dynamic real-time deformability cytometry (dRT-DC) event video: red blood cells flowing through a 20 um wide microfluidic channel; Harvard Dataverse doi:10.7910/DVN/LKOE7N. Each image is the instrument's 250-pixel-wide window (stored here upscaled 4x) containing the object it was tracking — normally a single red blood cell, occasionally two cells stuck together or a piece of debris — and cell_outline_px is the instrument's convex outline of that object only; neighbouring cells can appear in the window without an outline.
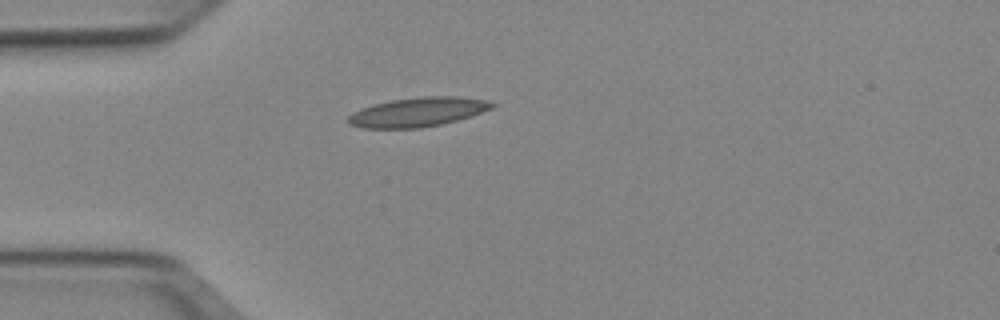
{"species": "Egyptian fruit bat (a non-hibernating species)", "species_latin": "Rousettus aegyptiacus", "temperature_condition": "cold", "stored_images_in_passage": 31, "camera_frame_rate_fps": 3000, "um_per_image_px": 0.085, "animal": {"sex": "female"}, "frame": {"image": 1, "passage_image": 1, "time_ms": 0.0, "image_size_px": [1000, 320], "cell_outline_px": [[496, 104], [492, 108], [472, 116], [440, 124], [420, 128], [360, 128], [348, 124], [348, 116], [352, 112], [360, 108], [372, 104], [392, 100], [420, 96], [460, 96], [484, 100]], "centroid_in_image_um": [35.47, 9.52], "position_along_channel_um": 49.5, "area_um2": 24.62}}
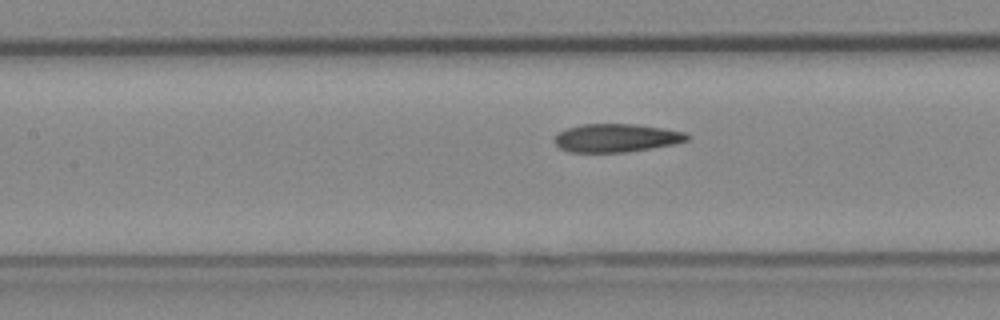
{"frame": {"image": 2, "passage_image": 10, "time_ms": 3.0, "image_size_px": [1000, 320], "cell_outline_px": [[692, 136], [688, 140], [676, 144], [628, 152], [568, 152], [560, 148], [552, 140], [560, 132], [568, 128], [584, 124], [636, 124], [664, 128], [684, 132]], "centroid_in_image_um": [52.43, 11.73], "position_along_channel_um": 155.0, "area_um2": 21.96}}
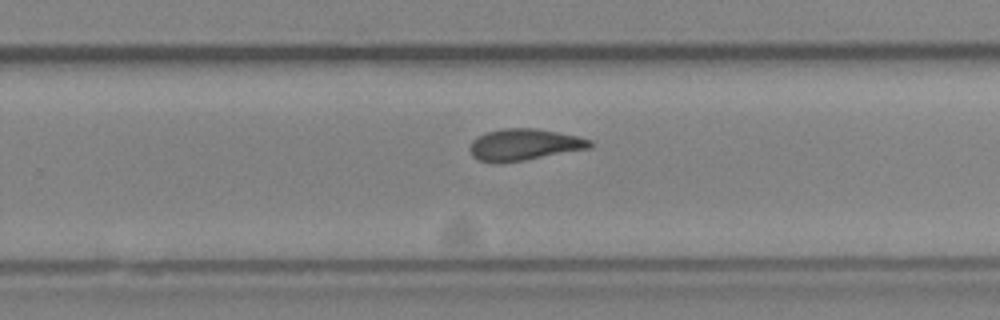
{"frame": {"image": 3, "passage_image": 20, "time_ms": 6.333, "image_size_px": [1000, 320], "cell_outline_px": [[592, 148], [524, 160], [500, 164], [492, 164], [476, 160], [472, 156], [468, 148], [472, 140], [476, 136], [484, 132], [504, 128], [536, 128], [576, 136], [592, 140]], "centroid_in_image_um": [44.48, 12.31], "position_along_channel_um": 285.3, "area_um2": 22.54}, "authors_computed_cell_mechanics": {"area_um2": 22.0796, "velocity_mm_per_s": 3.9349, "shape_relaxation_time_tau1_ms": null, "shape_relaxation_time_tau2_ms": 2.6325, "deformation_change_tau1": null, "deformation_change_tau2": 0.0819}}